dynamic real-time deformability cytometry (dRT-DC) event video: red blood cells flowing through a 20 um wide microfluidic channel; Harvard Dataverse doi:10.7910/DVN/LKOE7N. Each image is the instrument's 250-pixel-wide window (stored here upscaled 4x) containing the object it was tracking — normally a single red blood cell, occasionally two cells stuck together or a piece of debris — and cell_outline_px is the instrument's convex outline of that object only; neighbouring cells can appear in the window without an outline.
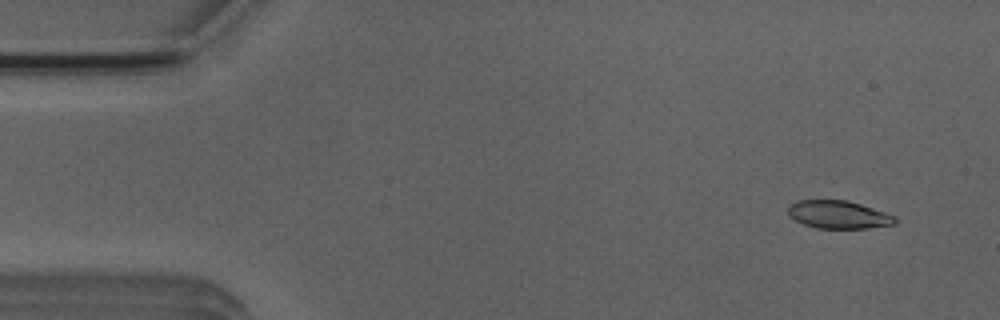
{"species": "Egyptian fruit bat (a non-hibernating species)", "species_latin": "Rousettus aegyptiacus", "temperature_condition": "room temperature", "stored_images_in_passage": 4, "camera_frame_rate_fps": 3000, "um_per_image_px": 0.085, "animal": {"sex": "male"}, "frame": {"image": 1, "passage_image": 1, "time_ms": 0.0, "image_size_px": [1000, 320], "cell_outline_px": [[896, 224], [868, 228], [816, 228], [804, 224], [788, 216], [788, 208], [796, 200], [848, 200], [896, 216]], "centroid_in_image_um": [71.27, 18.24], "position_along_channel_um": 13.7, "area_um2": 17.34}}